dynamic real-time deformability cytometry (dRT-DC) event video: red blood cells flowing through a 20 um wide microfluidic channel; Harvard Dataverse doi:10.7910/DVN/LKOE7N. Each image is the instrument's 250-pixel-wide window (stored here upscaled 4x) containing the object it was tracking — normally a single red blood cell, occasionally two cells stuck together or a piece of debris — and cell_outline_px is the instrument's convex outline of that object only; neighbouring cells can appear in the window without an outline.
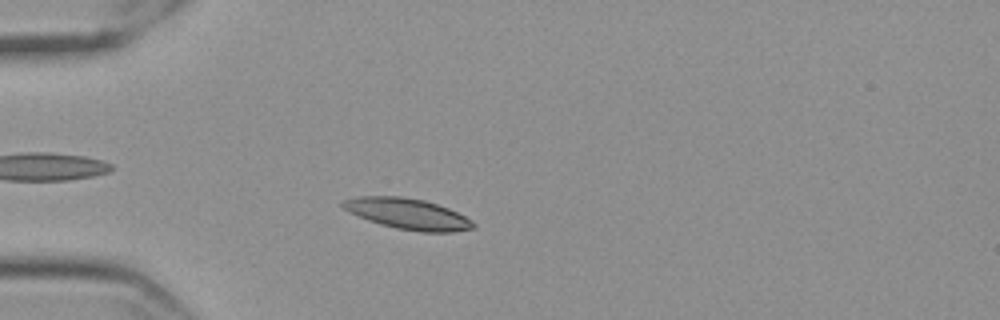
{"species": "Egyptian fruit bat (a non-hibernating species)", "species_latin": "Rousettus aegyptiacus", "temperature_condition": "cold", "stored_images_in_passage": 49, "camera_frame_rate_fps": 3000, "um_per_image_px": 0.085, "frame": {"image": 1, "passage_image": 7, "time_ms": 2.0, "image_size_px": [1000, 320], "cell_outline_px": [[476, 228], [452, 232], [420, 232], [396, 228], [380, 224], [368, 220], [348, 212], [340, 204], [344, 200], [360, 196], [400, 196], [424, 200], [448, 208], [472, 220], [476, 224]], "centroid_in_image_um": [34.67, 18.18], "position_along_channel_um": 50.3, "area_um2": 23.41}}
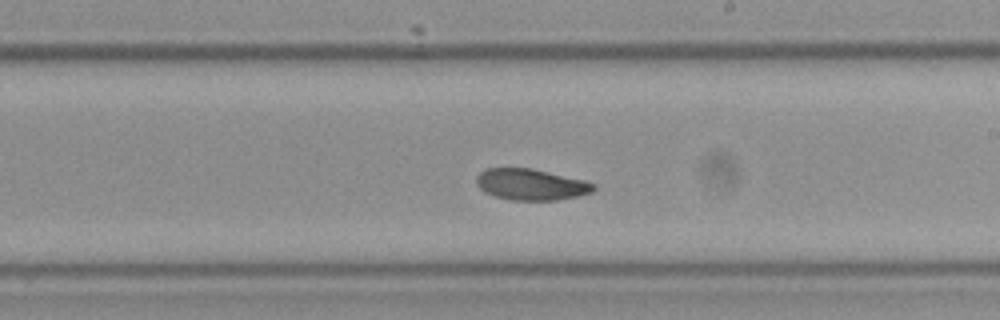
{"frame": {"image": 2, "passage_image": 25, "time_ms": 8.0, "image_size_px": [1000, 320], "cell_outline_px": [[596, 188], [592, 192], [580, 196], [556, 200], [512, 200], [496, 196], [484, 192], [476, 184], [476, 176], [484, 168], [532, 168], [584, 180], [596, 184]], "centroid_in_image_um": [45.14, 15.68], "position_along_channel_um": 243.9, "area_um2": 21.44}}
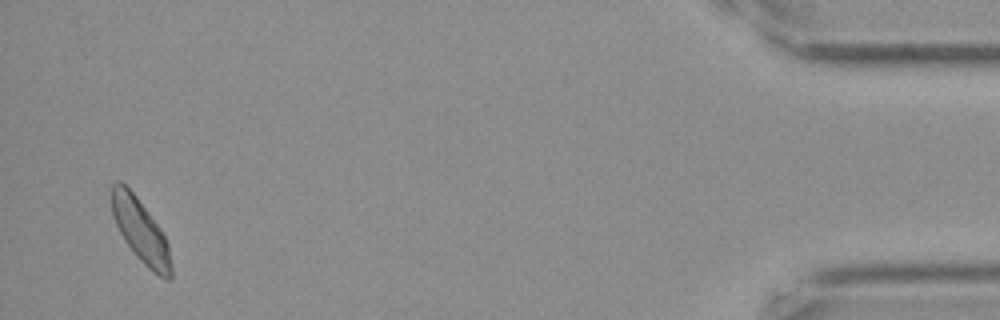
{"frame": {"image": 3, "passage_image": 47, "time_ms": 15.333, "image_size_px": [1000, 320], "cell_outline_px": [[172, 276], [168, 280], [164, 280], [152, 272], [136, 256], [124, 240], [112, 216], [112, 184], [116, 180], [120, 180], [136, 196], [160, 228], [168, 244], [172, 264]], "centroid_in_image_um": [11.97, 19.66], "position_along_channel_um": 423.2, "area_um2": 21.91}, "authors_computed_cell_mechanics": {"area_um2": 21.5594, "velocity_mm_per_s": 3.4891, "shape_relaxation_time_tau1_ms": null, "shape_relaxation_time_tau2_ms": 8.242, "deformation_change_tau1": null, "deformation_change_tau2": 0.1275}}